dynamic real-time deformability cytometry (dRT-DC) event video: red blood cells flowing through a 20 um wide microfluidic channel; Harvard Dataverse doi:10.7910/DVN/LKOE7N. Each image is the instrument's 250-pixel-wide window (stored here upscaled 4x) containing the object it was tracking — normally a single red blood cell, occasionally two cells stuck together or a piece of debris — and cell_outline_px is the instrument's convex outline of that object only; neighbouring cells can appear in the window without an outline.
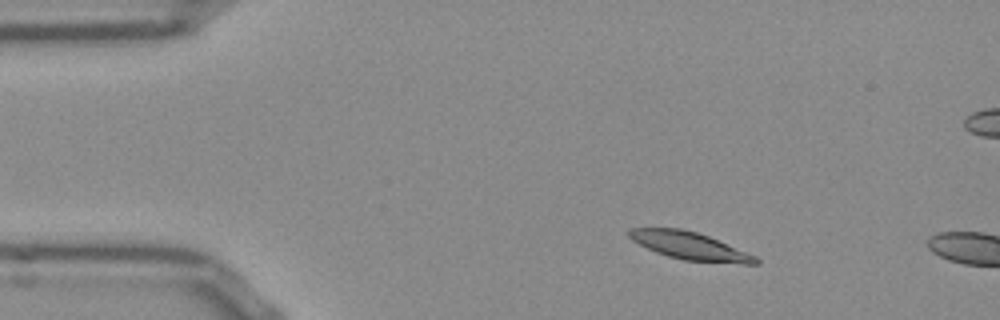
{"species": "Egyptian fruit bat (a non-hibernating species)", "species_latin": "Rousettus aegyptiacus", "temperature_condition": "room temperature", "stored_images_in_passage": 4, "camera_frame_rate_fps": 3000, "um_per_image_px": 0.085, "frame": {"image": 1, "passage_image": 1, "time_ms": 0.0, "image_size_px": [1000, 320], "cell_outline_px": [[760, 264], [744, 264], [684, 260], [668, 256], [656, 252], [632, 240], [628, 236], [628, 228], [680, 228], [696, 232], [708, 236], [756, 256], [760, 260]], "centroid_in_image_um": [58.64, 20.9], "position_along_channel_um": 26.4, "area_um2": 20.17}}